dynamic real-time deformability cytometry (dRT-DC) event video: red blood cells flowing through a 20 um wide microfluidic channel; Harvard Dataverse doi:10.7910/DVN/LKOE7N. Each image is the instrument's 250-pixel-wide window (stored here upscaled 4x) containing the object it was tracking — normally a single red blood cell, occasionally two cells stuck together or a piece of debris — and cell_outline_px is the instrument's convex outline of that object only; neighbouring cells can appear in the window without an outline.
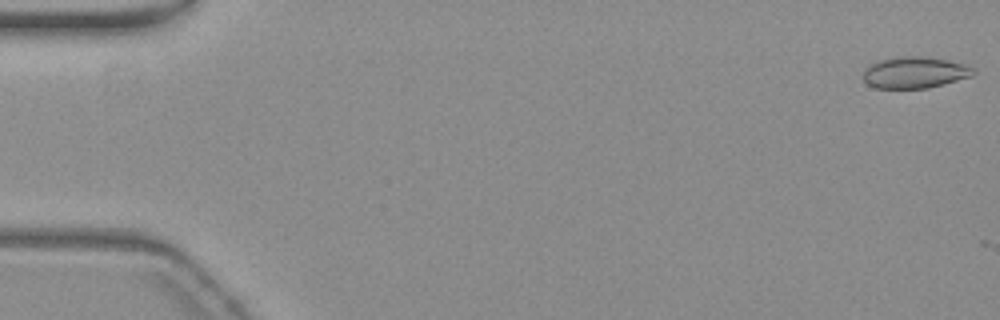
{"species": "common noctule bat (a hibernating species)", "species_latin": "Nyctalus noctula", "temperature_condition": "warm", "stored_images_in_passage": 14, "camera_frame_rate_fps": 3000, "um_per_image_px": 0.085, "animal": {"sex": "female", "body_mass_g": 19.3, "forearm_length_mm": 54.1}, "frame": {"image": 1, "passage_image": 1, "time_ms": 0.0, "image_size_px": [1000, 320], "cell_outline_px": [[976, 72], [972, 76], [944, 84], [928, 88], [876, 88], [868, 84], [864, 80], [864, 72], [876, 60], [900, 56], [924, 56], [964, 64], [976, 68]], "centroid_in_image_um": [77.78, 6.16], "position_along_channel_um": 7.2, "area_um2": 20.11}}
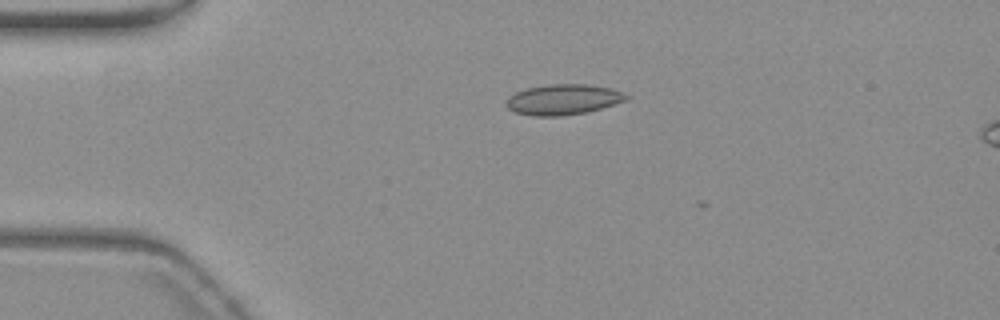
{"frame": {"image": 2, "passage_image": 13, "time_ms": 4.0, "image_size_px": [1000, 320], "cell_outline_px": [[628, 100], [588, 112], [560, 116], [532, 116], [516, 112], [508, 108], [504, 104], [508, 96], [524, 88], [548, 84], [588, 84], [608, 88], [624, 92], [628, 96]], "centroid_in_image_um": [47.84, 8.46], "position_along_channel_um": 37.2, "area_um2": 21.5}}